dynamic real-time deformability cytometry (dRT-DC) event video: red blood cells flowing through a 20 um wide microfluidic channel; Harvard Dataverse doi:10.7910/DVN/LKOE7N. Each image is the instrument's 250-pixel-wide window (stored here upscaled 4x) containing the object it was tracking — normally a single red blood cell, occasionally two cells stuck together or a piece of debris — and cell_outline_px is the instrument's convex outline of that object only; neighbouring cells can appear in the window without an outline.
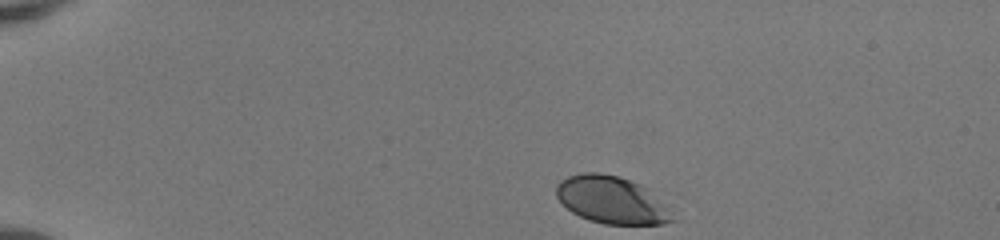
{"species": "human", "species_latin": "Homo sapiens", "temperature_condition": "room temperature", "stored_images_in_passage": 37, "camera_frame_rate_fps": 3000, "um_per_image_px": 0.085, "donor": {"sex": "female"}, "frame": {"image": 1, "passage_image": 1, "time_ms": 0.0, "image_size_px": [1000, 240], "cell_outline_px": [[676, 220], [664, 224], [604, 224], [588, 220], [572, 212], [556, 196], [556, 184], [560, 180], [568, 176], [580, 172], [600, 172], [620, 176], [640, 184], [648, 188]], "centroid_in_image_um": [51.94, 16.98], "position_along_channel_um": 33.1, "area_um2": 31.91}}
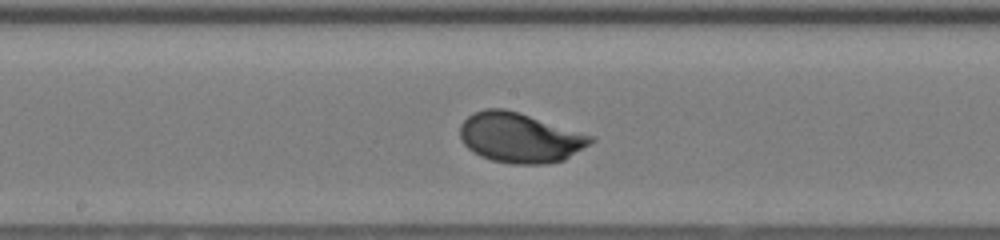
{"frame": {"image": 2, "passage_image": 20, "time_ms": 6.333, "image_size_px": [1000, 240], "cell_outline_px": [[596, 140], [564, 160], [548, 164], [512, 164], [492, 160], [480, 156], [472, 152], [460, 140], [460, 124], [468, 116], [484, 108], [504, 108], [520, 112], [596, 136]], "centroid_in_image_um": [44.21, 11.7], "position_along_channel_um": 204.0, "area_um2": 38.44}}
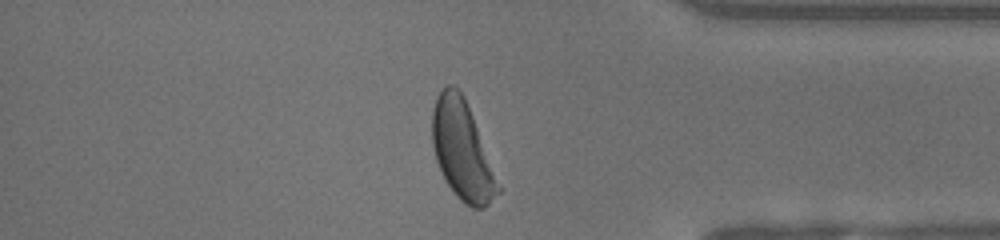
{"frame": {"image": 3, "passage_image": 35, "time_ms": 11.333, "image_size_px": [1000, 240], "cell_outline_px": [[500, 192], [484, 208], [472, 208], [464, 204], [456, 196], [444, 180], [436, 160], [432, 144], [432, 108], [440, 92], [448, 84], [452, 84], [464, 96], [472, 116], [500, 188]], "centroid_in_image_um": [39.24, 12.81], "position_along_channel_um": 396.0, "area_um2": 37.17}, "authors_computed_cell_mechanics": {"area_um2": 35.7782, "velocity_mm_per_s": 4.1079, "shape_relaxation_time_tau1_ms": 1.7458, "shape_relaxation_time_tau2_ms": null, "deformation_change_tau1": 0.1266, "deformation_change_tau2": null}}